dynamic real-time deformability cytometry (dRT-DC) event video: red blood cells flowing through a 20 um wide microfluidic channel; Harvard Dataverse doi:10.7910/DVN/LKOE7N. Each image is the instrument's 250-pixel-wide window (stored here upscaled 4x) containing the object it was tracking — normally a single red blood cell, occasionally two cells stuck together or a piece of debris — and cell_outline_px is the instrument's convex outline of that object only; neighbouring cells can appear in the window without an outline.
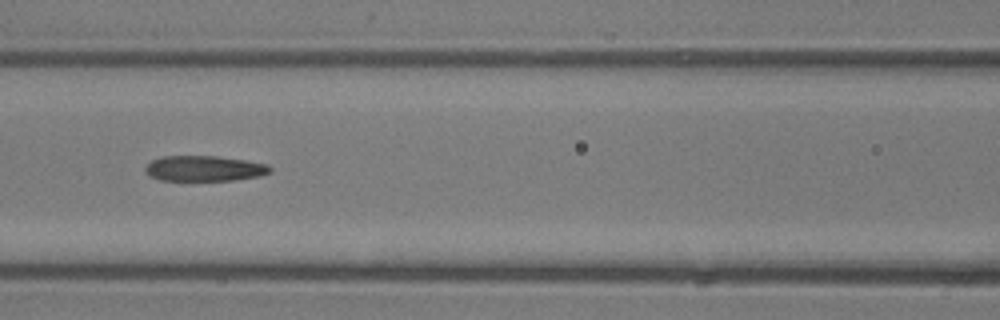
{"species": "common noctule bat (a hibernating species)", "species_latin": "Nyctalus noctula", "temperature_condition": "room temperature", "stored_images_in_passage": 6, "camera_frame_rate_fps": 3000, "um_per_image_px": 0.085, "animal": {"sex": "male", "body_mass_g": 13.3}, "frame": {"image": 1, "passage_image": 5, "time_ms": 5.667, "image_size_px": [1000, 320], "cell_outline_px": [[272, 172], [260, 176], [232, 180], [160, 180], [148, 176], [144, 172], [144, 168], [152, 160], [164, 156], [216, 156], [244, 160], [268, 164], [272, 168]], "centroid_in_image_um": [17.36, 14.32], "position_along_channel_um": 149.2, "area_um2": 18.55}}
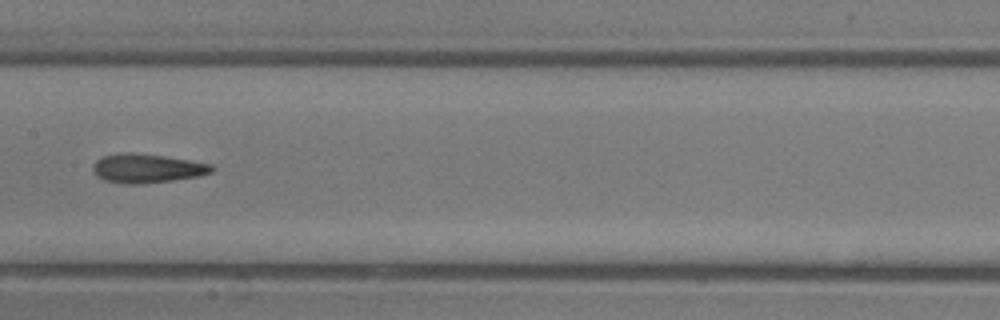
{"frame": {"image": 2, "passage_image": 6, "time_ms": 6.667, "image_size_px": [1000, 320], "cell_outline_px": [[216, 168], [212, 172], [200, 176], [144, 184], [124, 184], [104, 180], [96, 176], [92, 168], [92, 164], [96, 160], [104, 156], [120, 152], [132, 152], [188, 160], [212, 164]], "centroid_in_image_um": [12.48, 14.32], "position_along_channel_um": 194.9, "area_um2": 20.17}}